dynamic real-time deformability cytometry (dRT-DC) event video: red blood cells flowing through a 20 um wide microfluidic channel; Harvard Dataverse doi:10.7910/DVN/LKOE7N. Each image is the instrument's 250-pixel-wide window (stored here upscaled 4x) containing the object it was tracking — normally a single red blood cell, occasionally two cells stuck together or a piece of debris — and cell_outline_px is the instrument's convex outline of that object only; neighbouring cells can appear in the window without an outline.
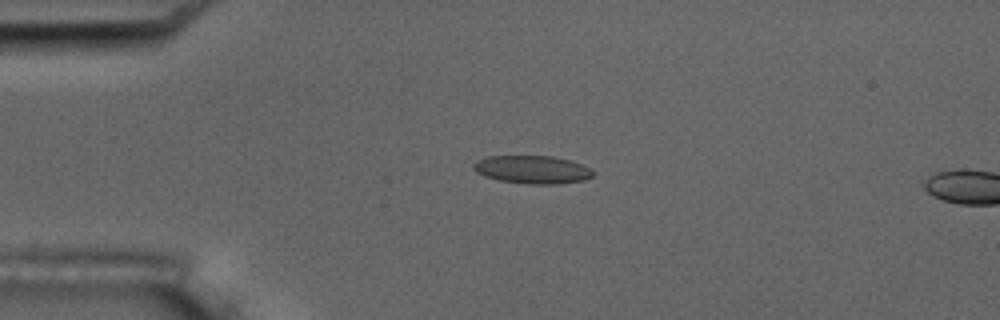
{"species": "common noctule bat (a hibernating species)", "species_latin": "Nyctalus noctula", "temperature_condition": "room temperature", "stored_images_in_passage": 3, "camera_frame_rate_fps": 3000, "um_per_image_px": 0.085, "animal": {"sex": "male", "body_mass_g": 17.5, "forearm_length_mm": 52.3}, "frame": {"image": 1, "passage_image": 2, "time_ms": 2.0, "image_size_px": [1000, 320], "cell_outline_px": [[592, 176], [584, 180], [560, 184], [528, 184], [500, 180], [484, 176], [476, 172], [472, 168], [472, 164], [476, 160], [488, 156], [552, 156], [568, 160], [592, 168]], "centroid_in_image_um": [45.22, 14.41], "position_along_channel_um": 39.8, "area_um2": 19.54}}